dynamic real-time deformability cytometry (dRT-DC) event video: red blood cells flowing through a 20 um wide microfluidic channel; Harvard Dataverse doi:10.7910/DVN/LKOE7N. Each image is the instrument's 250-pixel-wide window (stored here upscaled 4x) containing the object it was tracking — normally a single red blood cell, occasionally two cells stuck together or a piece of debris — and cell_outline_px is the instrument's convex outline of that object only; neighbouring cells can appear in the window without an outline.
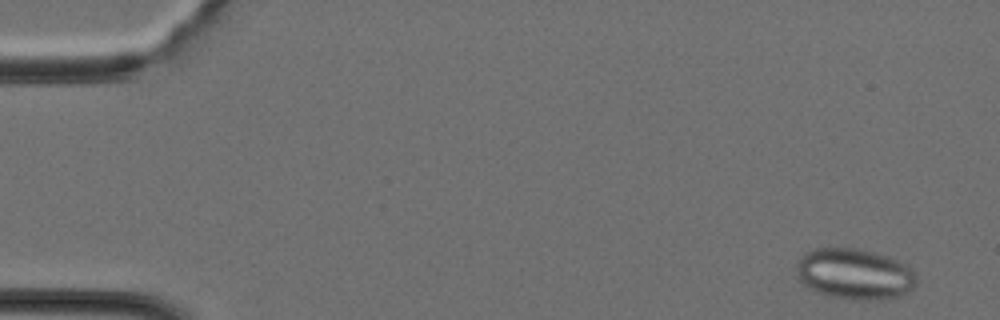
{"species": "Egyptian fruit bat (a non-hibernating species)", "species_latin": "Rousettus aegyptiacus", "temperature_condition": "cold", "stored_images_in_passage": 40, "segment_of_instrument_passage": [1, 2], "camera_frame_rate_fps": 3000, "um_per_image_px": 0.085, "animal": {"sex": "female"}, "frame": {"image": 1, "passage_image": 2, "time_ms": 0.333, "image_size_px": [1000, 320], "cell_outline_px": [[916, 284], [908, 292], [900, 296], [888, 300], [868, 300], [832, 296], [820, 292], [804, 284], [800, 280], [796, 268], [796, 264], [808, 252], [816, 248], [860, 248], [876, 252], [900, 260], [916, 276]], "centroid_in_image_um": [72.7, 23.28], "position_along_channel_um": 12.3, "area_um2": 35.26}}